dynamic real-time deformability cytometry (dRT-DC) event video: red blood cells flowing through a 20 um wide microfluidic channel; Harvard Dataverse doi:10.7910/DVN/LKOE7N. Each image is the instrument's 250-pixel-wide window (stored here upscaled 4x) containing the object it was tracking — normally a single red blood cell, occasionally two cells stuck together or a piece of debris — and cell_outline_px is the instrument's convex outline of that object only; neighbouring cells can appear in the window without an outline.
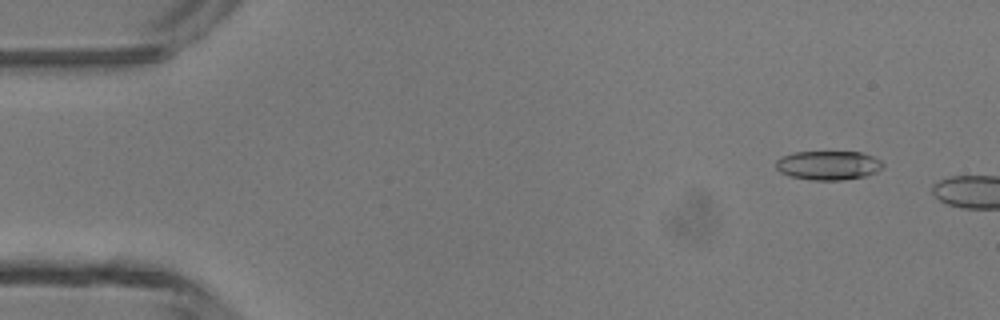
{"species": "common noctule bat (a hibernating species)", "species_latin": "Nyctalus noctula", "temperature_condition": "room temperature", "stored_images_in_passage": 4, "camera_frame_rate_fps": 3000, "um_per_image_px": 0.085, "animal": {"sex": "male", "body_mass_g": 13.3}, "frame": {"image": 1, "passage_image": 1, "time_ms": 0.0, "image_size_px": [1000, 320], "cell_outline_px": [[884, 164], [876, 172], [864, 176], [844, 180], [812, 180], [788, 176], [780, 172], [776, 168], [776, 160], [780, 156], [792, 152], [860, 152], [872, 156], [880, 160]], "centroid_in_image_um": [70.35, 14.05], "position_along_channel_um": 14.6, "area_um2": 18.21}}